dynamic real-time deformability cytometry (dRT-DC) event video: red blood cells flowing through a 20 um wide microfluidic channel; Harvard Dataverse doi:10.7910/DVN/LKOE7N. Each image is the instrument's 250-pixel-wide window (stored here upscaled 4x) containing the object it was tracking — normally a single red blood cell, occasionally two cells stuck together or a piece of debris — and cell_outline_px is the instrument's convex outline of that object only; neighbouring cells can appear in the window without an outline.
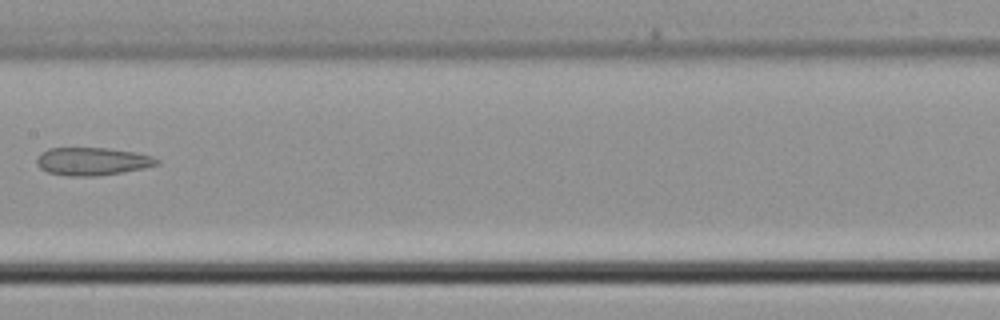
{"species": "common noctule bat (a hibernating species)", "species_latin": "Nyctalus noctula", "temperature_condition": "cold", "stored_images_in_passage": 6, "camera_frame_rate_fps": 3000, "um_per_image_px": 0.085, "animal": {"sex": "male", "body_mass_g": 21.5, "forearm_length_mm": 52.0}, "frame": {"image": 1, "passage_image": 6, "time_ms": 1.667, "image_size_px": [1000, 320], "cell_outline_px": [[160, 164], [144, 168], [96, 176], [68, 176], [48, 172], [40, 168], [36, 164], [36, 160], [40, 152], [48, 148], [108, 148], [132, 152], [152, 156], [160, 160]], "centroid_in_image_um": [7.82, 13.71], "position_along_channel_um": 199.6, "area_um2": 19.48}}